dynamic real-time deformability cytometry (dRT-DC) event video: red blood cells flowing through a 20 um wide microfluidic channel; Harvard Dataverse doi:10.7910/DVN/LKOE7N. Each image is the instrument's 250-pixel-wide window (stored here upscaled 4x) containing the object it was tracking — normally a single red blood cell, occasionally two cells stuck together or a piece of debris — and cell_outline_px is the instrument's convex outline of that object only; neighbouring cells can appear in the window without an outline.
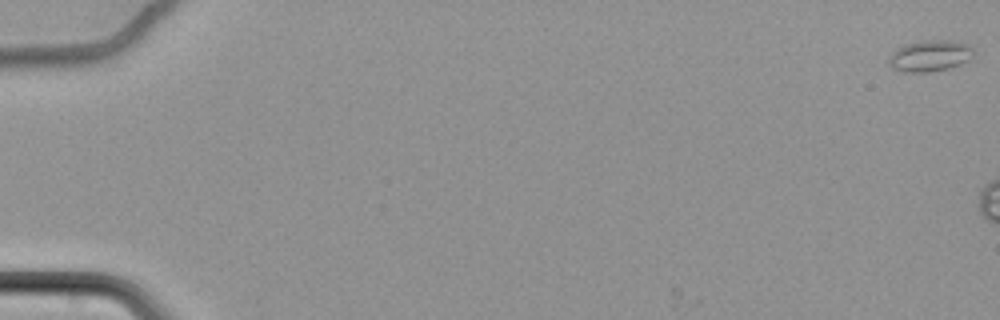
{"species": "common noctule bat (a hibernating species)", "species_latin": "Nyctalus noctula", "temperature_condition": "cold", "stored_images_in_passage": 12, "camera_frame_rate_fps": 3000, "um_per_image_px": 0.085, "animal": {"sex": "female", "body_mass_g": 22.7, "forearm_length_mm": 54.2}, "frame": {"image": 1, "passage_image": 1, "time_ms": 0.0, "image_size_px": [1000, 320], "cell_outline_px": [[972, 52], [968, 60], [960, 64], [948, 68], [928, 72], [904, 72], [892, 68], [888, 64], [888, 56], [896, 48], [920, 40], [948, 40], [968, 44], [972, 48]], "centroid_in_image_um": [78.98, 4.74], "position_along_channel_um": 6.0, "area_um2": 15.37}}